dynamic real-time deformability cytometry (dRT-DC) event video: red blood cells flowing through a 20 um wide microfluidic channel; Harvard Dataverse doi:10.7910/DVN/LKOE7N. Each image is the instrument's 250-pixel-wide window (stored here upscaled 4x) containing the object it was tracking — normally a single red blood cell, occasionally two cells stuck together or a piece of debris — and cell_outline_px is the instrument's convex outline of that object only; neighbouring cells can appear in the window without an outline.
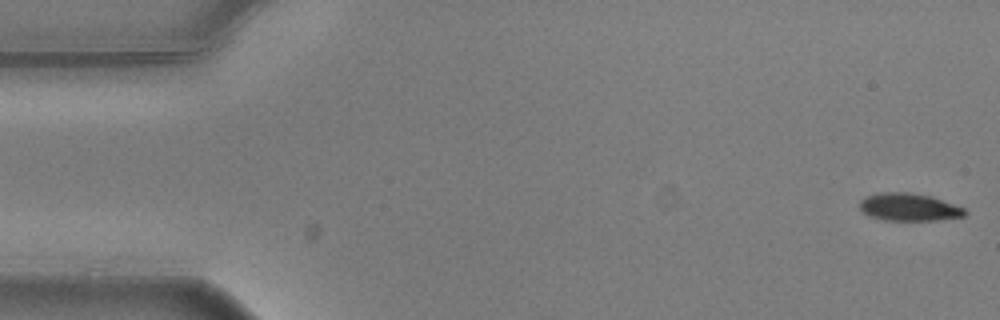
{"species": "common noctule bat (a hibernating species)", "species_latin": "Nyctalus noctula", "temperature_condition": "warm", "stored_images_in_passage": 55, "camera_frame_rate_fps": 3000, "um_per_image_px": 0.085, "animal": {"sex": "male", "body_mass_g": 20.5, "forearm_length_mm": 52.5}, "frame": {"image": 1, "passage_image": 1, "time_ms": 0.0, "image_size_px": [1000, 320], "cell_outline_px": [[968, 212], [964, 216], [936, 220], [884, 220], [868, 216], [860, 208], [860, 200], [864, 196], [876, 192], [908, 192], [932, 196], [964, 208]], "centroid_in_image_um": [77.23, 17.59], "position_along_channel_um": 7.8, "area_um2": 17.05}}
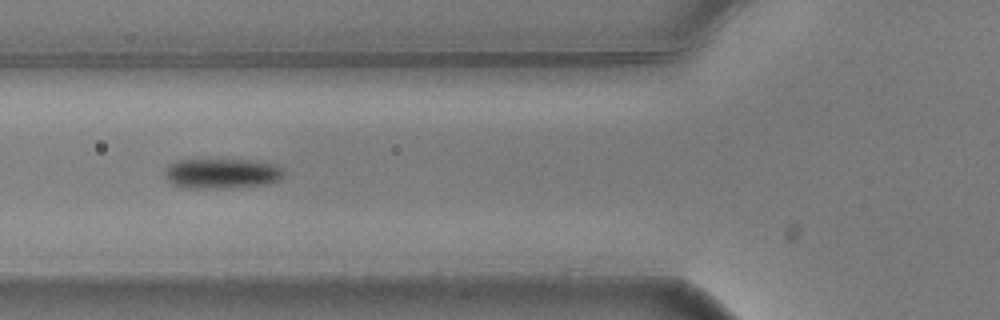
{"frame": {"image": 2, "passage_image": 20, "time_ms": 6.333, "image_size_px": [1000, 320], "cell_outline_px": [[284, 176], [280, 180], [268, 184], [228, 188], [180, 188], [172, 184], [164, 176], [164, 172], [168, 164], [176, 160], [252, 160], [276, 164], [284, 172]], "centroid_in_image_um": [18.84, 14.75], "position_along_channel_um": 107.0, "area_um2": 21.15}}
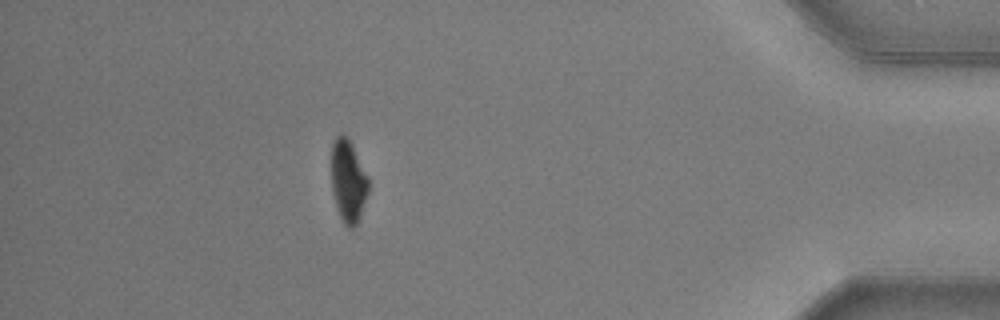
{"frame": {"image": 3, "passage_image": 49, "time_ms": 16.0, "image_size_px": [1000, 320], "cell_outline_px": [[368, 192], [360, 216], [356, 224], [352, 228], [348, 228], [344, 224], [336, 208], [332, 192], [332, 144], [336, 136], [340, 132], [352, 144], [368, 176]], "centroid_in_image_um": [29.59, 15.4], "position_along_channel_um": 405.6, "area_um2": 17.69}, "authors_computed_cell_mechanics": {"area_um2": 19.652, "velocity_mm_per_s": 3.6273, "shape_relaxation_time_tau1_ms": 2.0287, "shape_relaxation_time_tau2_ms": null, "deformation_change_tau1": 0.1499, "deformation_change_tau2": null}}